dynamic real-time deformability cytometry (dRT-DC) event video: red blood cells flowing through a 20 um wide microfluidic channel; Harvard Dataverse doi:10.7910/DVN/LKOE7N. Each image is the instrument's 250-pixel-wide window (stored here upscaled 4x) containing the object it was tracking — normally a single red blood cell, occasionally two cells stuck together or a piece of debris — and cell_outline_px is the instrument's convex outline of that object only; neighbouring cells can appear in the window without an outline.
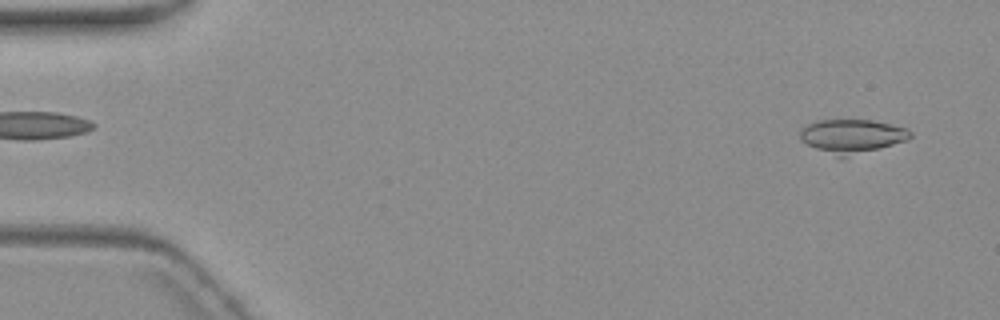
{"species": "common noctule bat (a hibernating species)", "species_latin": "Nyctalus noctula", "temperature_condition": "warm", "stored_images_in_passage": 5, "segment_of_instrument_passage": [2, 2], "camera_frame_rate_fps": 3000, "um_per_image_px": 0.085, "animal": {"sex": "female", "body_mass_g": 19.3, "forearm_length_mm": 54.1}, "frame": {"image": 1, "passage_image": 5, "time_ms": 5.667, "image_size_px": [1000, 320], "cell_outline_px": [[912, 136], [908, 140], [844, 156], [836, 156], [816, 148], [800, 140], [800, 128], [816, 120], [872, 120], [908, 128], [912, 132]], "centroid_in_image_um": [72.41, 11.53], "position_along_channel_um": 12.6, "area_um2": 21.15}}